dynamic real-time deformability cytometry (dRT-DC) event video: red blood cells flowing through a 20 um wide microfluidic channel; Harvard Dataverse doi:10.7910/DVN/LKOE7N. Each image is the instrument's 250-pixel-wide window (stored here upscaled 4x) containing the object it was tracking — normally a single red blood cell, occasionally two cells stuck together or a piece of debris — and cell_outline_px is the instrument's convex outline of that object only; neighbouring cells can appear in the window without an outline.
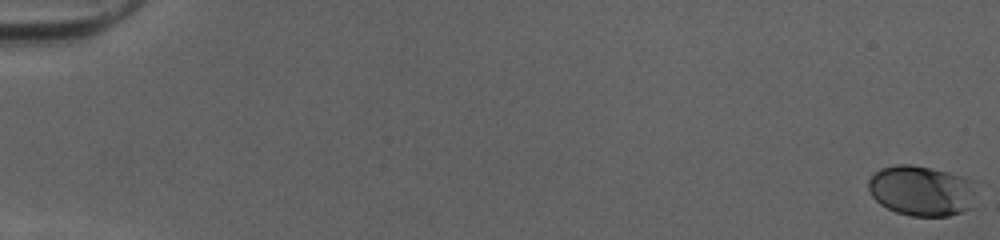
{"species": "human", "species_latin": "Homo sapiens", "temperature_condition": "cold", "stored_images_in_passage": 53, "camera_frame_rate_fps": 3000, "um_per_image_px": 0.085, "donor": {"sex": "female"}, "frame": {"image": 1, "passage_image": 1, "time_ms": 0.0, "image_size_px": [1000, 240], "cell_outline_px": [[976, 208], [948, 216], [912, 216], [896, 212], [880, 204], [872, 196], [868, 188], [868, 180], [880, 168], [896, 164], [912, 164], [932, 168], [968, 176]], "centroid_in_image_um": [78.33, 16.21], "position_along_channel_um": 6.7, "area_um2": 31.91}}
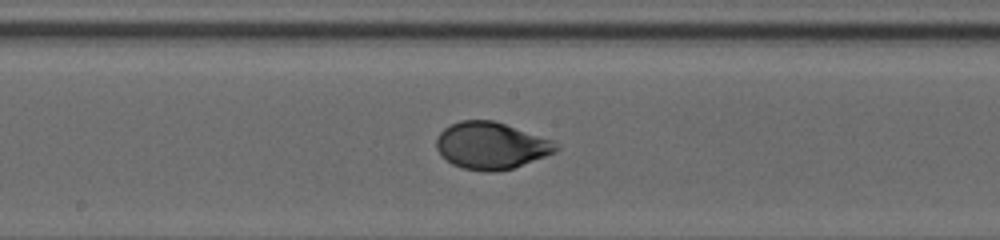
{"frame": {"image": 2, "passage_image": 30, "time_ms": 9.667, "image_size_px": [1000, 240], "cell_outline_px": [[560, 148], [556, 152], [512, 168], [492, 172], [484, 172], [460, 168], [452, 164], [440, 156], [436, 148], [436, 136], [444, 128], [460, 120], [496, 120], [552, 140], [560, 144]], "centroid_in_image_um": [41.72, 12.37], "position_along_channel_um": 206.5, "area_um2": 33.06}}
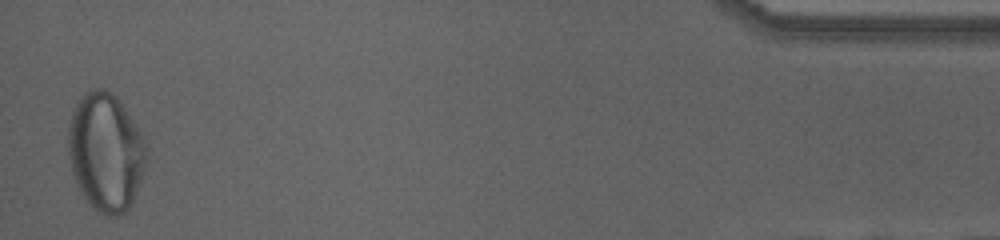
{"frame": {"image": 3, "passage_image": 52, "time_ms": 17.0, "image_size_px": [1000, 240], "cell_outline_px": [[148, 156], [144, 172], [136, 192], [128, 208], [124, 212], [116, 216], [108, 216], [96, 212], [92, 208], [84, 196], [72, 172], [68, 152], [68, 128], [72, 112], [80, 96], [92, 88], [104, 88], [112, 92], [120, 100], [144, 136], [148, 144]], "centroid_in_image_um": [9.01, 12.89], "position_along_channel_um": 426.2, "area_um2": 54.33}, "authors_computed_cell_mechanics": {"area_um2": 32.5414, "velocity_mm_per_s": 4.0494, "shape_relaxation_time_tau1_ms": 3.2337, "shape_relaxation_time_tau2_ms": null, "deformation_change_tau1": 0.145, "deformation_change_tau2": null}}